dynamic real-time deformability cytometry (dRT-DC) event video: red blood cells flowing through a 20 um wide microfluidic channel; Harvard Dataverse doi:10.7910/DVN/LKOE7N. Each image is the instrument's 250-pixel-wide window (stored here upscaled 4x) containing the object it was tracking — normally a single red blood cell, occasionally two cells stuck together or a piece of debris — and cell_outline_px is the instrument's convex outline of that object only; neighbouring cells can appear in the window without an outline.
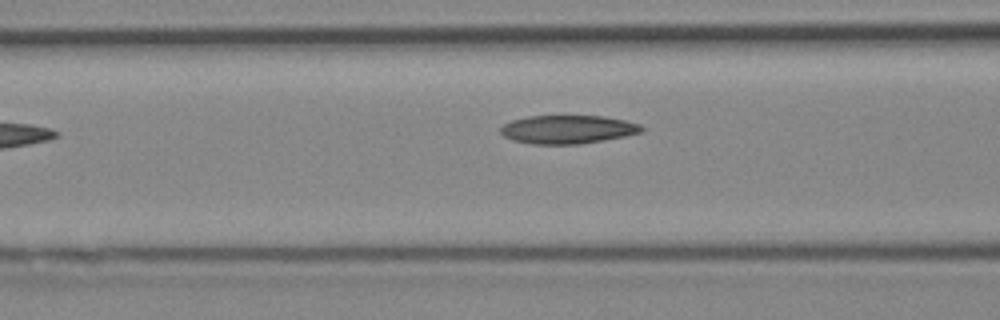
{"species": "Egyptian fruit bat (a non-hibernating species)", "species_latin": "Rousettus aegyptiacus", "temperature_condition": "cold", "stored_images_in_passage": 6, "camera_frame_rate_fps": 3000, "um_per_image_px": 0.085, "animal": {"sex": "female"}, "frame": {"image": 1, "passage_image": 5, "time_ms": 1.333, "image_size_px": [1000, 320], "cell_outline_px": [[644, 128], [640, 132], [624, 136], [580, 144], [532, 144], [512, 140], [504, 136], [500, 132], [500, 128], [504, 124], [512, 120], [528, 116], [604, 116], [624, 120], [640, 124]], "centroid_in_image_um": [48.22, 11.0], "position_along_channel_um": 118.4, "area_um2": 23.24}}
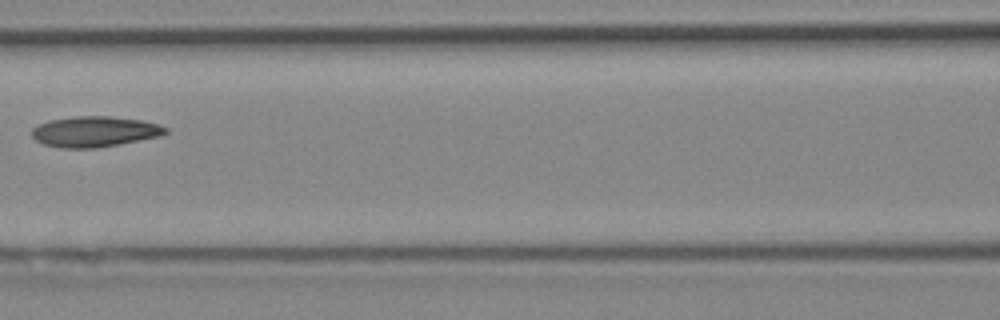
{"frame": {"image": 2, "passage_image": 6, "time_ms": 1.667, "image_size_px": [1000, 320], "cell_outline_px": [[168, 132], [160, 136], [96, 148], [60, 148], [44, 144], [36, 140], [32, 136], [32, 128], [48, 120], [76, 116], [108, 116], [140, 120], [156, 124], [168, 128]], "centroid_in_image_um": [8.01, 11.19], "position_along_channel_um": 158.6, "area_um2": 23.64}}